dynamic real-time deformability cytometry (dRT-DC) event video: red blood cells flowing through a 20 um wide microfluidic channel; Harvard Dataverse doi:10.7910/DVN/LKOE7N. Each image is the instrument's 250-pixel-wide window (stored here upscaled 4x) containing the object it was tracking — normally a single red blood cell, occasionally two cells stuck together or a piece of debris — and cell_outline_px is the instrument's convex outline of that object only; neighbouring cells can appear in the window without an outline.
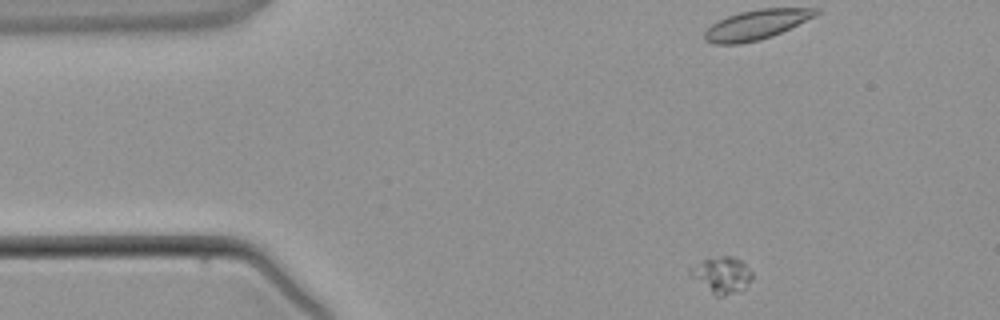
{"species": "common noctule bat (a hibernating species)", "species_latin": "Nyctalus noctula", "temperature_condition": "warm", "stored_images_in_passage": 5, "camera_frame_rate_fps": 3000, "um_per_image_px": 0.085, "animal": {"sex": "male", "body_mass_g": 21.5, "forearm_length_mm": 52.0}, "frame": {"image": 1, "passage_image": 1, "time_ms": 0.0, "image_size_px": [1000, 320], "cell_outline_px": [[752, 280], [744, 288], [736, 292], [724, 296], [716, 296], [692, 276], [688, 272], [688, 268], [704, 260], [720, 256], [732, 256], [740, 260], [752, 272]], "centroid_in_image_um": [61.37, 23.37], "position_along_channel_um": 23.6, "area_um2": 12.77}}